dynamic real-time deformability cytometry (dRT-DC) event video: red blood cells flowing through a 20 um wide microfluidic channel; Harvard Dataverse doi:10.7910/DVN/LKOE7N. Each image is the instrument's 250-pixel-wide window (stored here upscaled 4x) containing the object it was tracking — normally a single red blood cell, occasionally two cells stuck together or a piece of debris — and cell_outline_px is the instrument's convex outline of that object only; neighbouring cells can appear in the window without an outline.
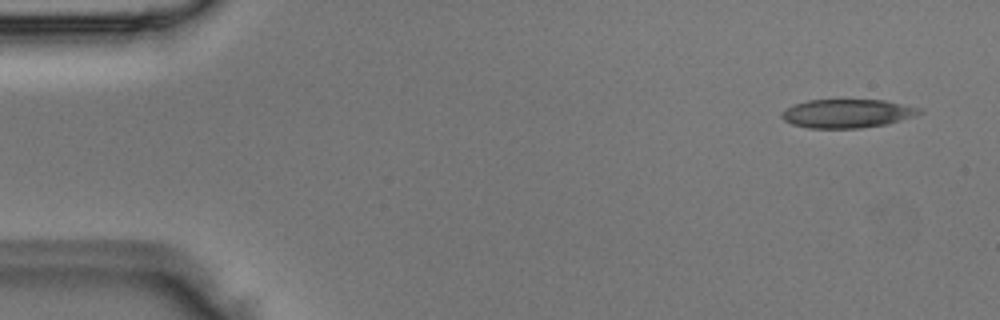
{"species": "Egyptian fruit bat (a non-hibernating species)", "species_latin": "Rousettus aegyptiacus", "temperature_condition": "room temperature", "stored_images_in_passage": 3, "camera_frame_rate_fps": 3000, "um_per_image_px": 0.085, "animal": {"sex": "male"}, "frame": {"image": 1, "passage_image": 1, "time_ms": 0.0, "image_size_px": [1000, 320], "cell_outline_px": [[924, 112], [916, 116], [888, 124], [860, 128], [808, 128], [792, 124], [784, 120], [780, 116], [792, 104], [808, 100], [884, 100], [924, 108]], "centroid_in_image_um": [72.08, 9.64], "position_along_channel_um": 12.9, "area_um2": 23.18}}